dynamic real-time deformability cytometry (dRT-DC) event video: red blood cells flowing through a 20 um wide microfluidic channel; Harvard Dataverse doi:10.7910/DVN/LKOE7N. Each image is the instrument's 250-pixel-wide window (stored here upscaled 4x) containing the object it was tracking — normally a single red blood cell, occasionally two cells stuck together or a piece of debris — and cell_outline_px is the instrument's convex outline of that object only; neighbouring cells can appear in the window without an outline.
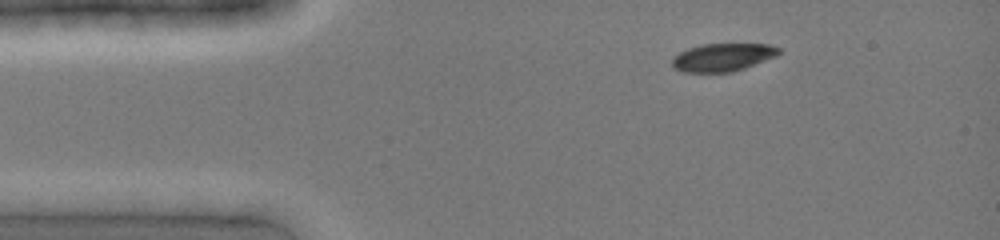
{"species": "common noctule bat (a hibernating species)", "species_latin": "Nyctalus noctula", "temperature_condition": "cold", "stored_images_in_passage": 3, "camera_frame_rate_fps": 3000, "um_per_image_px": 0.085, "animal": {"sex": "female", "body_mass_g": 19.0, "forearm_length_mm": 51.5}, "frame": {"image": 1, "passage_image": 1, "time_ms": 0.0, "image_size_px": [1000, 240], "cell_outline_px": [[780, 52], [776, 56], [744, 68], [732, 72], [684, 72], [676, 68], [672, 64], [672, 56], [688, 48], [700, 44], [768, 44], [780, 48]], "centroid_in_image_um": [61.41, 4.86], "position_along_channel_um": 23.6, "area_um2": 17.28}}